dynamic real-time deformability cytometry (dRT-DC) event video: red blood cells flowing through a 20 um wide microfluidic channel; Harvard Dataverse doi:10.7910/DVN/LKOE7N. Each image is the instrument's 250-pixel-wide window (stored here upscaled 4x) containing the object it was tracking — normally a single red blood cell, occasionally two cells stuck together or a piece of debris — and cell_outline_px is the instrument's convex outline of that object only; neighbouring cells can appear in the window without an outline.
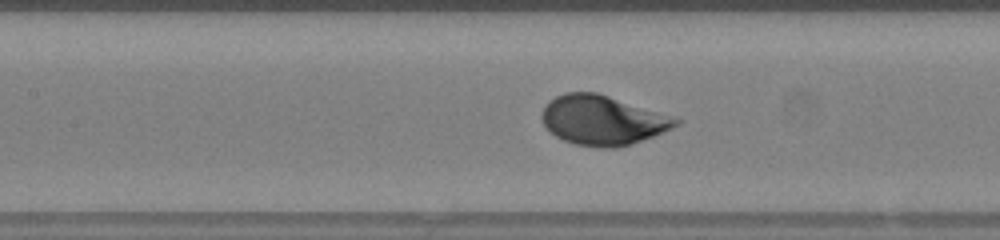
{"species": "human", "species_latin": "Homo sapiens", "temperature_condition": "warm", "stored_images_in_passage": 49, "camera_frame_rate_fps": 3000, "um_per_image_px": 0.085, "donor": {"sex": "female"}, "frame": {"image": 1, "passage_image": 22, "time_ms": 7.0, "image_size_px": [1000, 240], "cell_outline_px": [[680, 124], [672, 128], [632, 144], [616, 148], [600, 148], [576, 144], [564, 140], [548, 132], [540, 116], [544, 108], [556, 96], [564, 92], [596, 92], [680, 120]], "centroid_in_image_um": [51.16, 10.24], "position_along_channel_um": 156.2, "area_um2": 37.97}, "authors_computed_cell_mechanics": {"area_um2": 37.281, "velocity_mm_per_s": 4.2017, "shape_relaxation_time_tau1_ms": 2.4568, "shape_relaxation_time_tau2_ms": null, "deformation_change_tau1": 0.1604, "deformation_change_tau2": null}}